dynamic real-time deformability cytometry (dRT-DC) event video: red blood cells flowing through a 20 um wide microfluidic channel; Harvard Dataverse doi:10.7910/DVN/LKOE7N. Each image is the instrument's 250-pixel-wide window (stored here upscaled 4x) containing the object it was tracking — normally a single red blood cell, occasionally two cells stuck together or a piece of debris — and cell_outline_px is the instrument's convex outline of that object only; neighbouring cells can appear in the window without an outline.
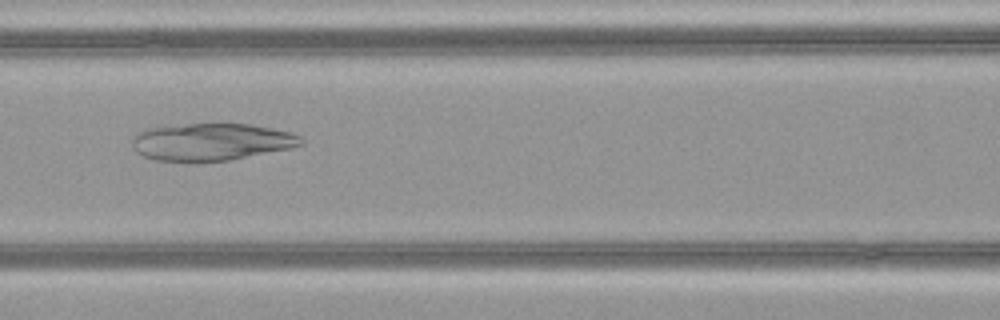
{"species": "common noctule bat (a hibernating species)", "species_latin": "Nyctalus noctula", "temperature_condition": "warm", "stored_images_in_passage": 49, "camera_frame_rate_fps": 3000, "um_per_image_px": 0.085, "animal": {"sex": "female", "body_mass_g": 21.9}, "frame": {"image": 1, "passage_image": 22, "time_ms": 7.0, "image_size_px": [1000, 320], "cell_outline_px": [[304, 144], [292, 148], [228, 160], [188, 164], [156, 160], [144, 156], [136, 152], [132, 148], [132, 136], [144, 128], [188, 124], [252, 124], [292, 132], [300, 136], [304, 140]], "centroid_in_image_um": [17.93, 12.08], "position_along_channel_um": 148.7, "area_um2": 37.51}}
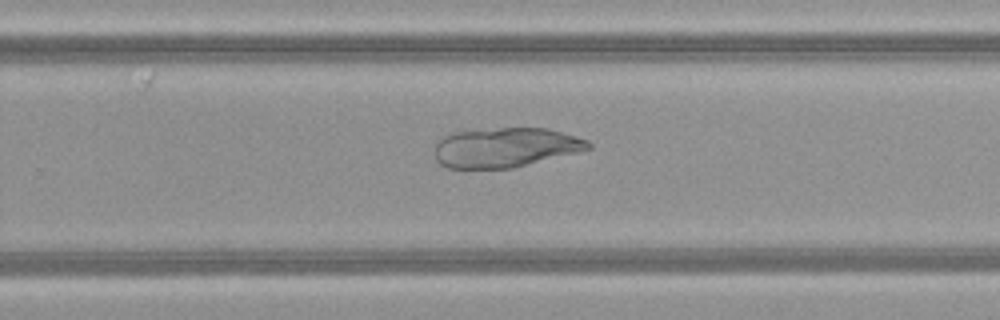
{"frame": {"image": 2, "passage_image": 32, "time_ms": 10.333, "image_size_px": [1000, 320], "cell_outline_px": [[592, 148], [512, 168], [448, 168], [440, 164], [436, 160], [436, 144], [444, 136], [452, 132], [500, 128], [548, 128], [588, 140], [592, 144]], "centroid_in_image_um": [42.95, 12.53], "position_along_channel_um": 286.8, "area_um2": 35.14}}
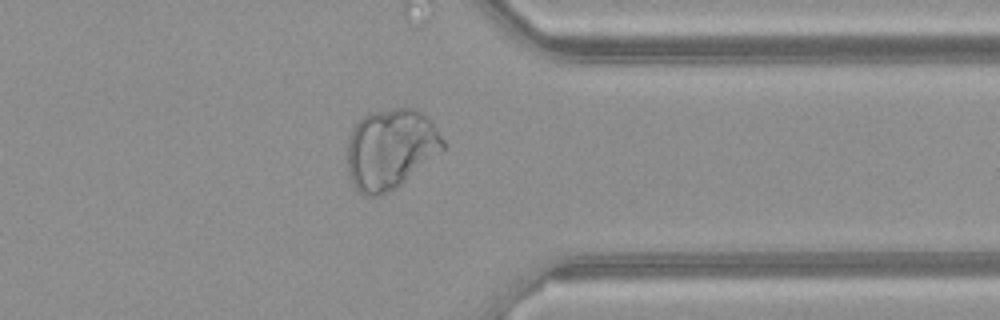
{"frame": {"image": 3, "passage_image": 39, "time_ms": 12.667, "image_size_px": [1000, 320], "cell_outline_px": [[444, 148], [396, 188], [380, 196], [364, 196], [352, 188], [348, 172], [348, 136], [352, 128], [368, 112], [392, 108], [416, 108], [436, 128], [444, 140]], "centroid_in_image_um": [33.14, 12.67], "position_along_channel_um": 378.3, "area_um2": 44.68}}